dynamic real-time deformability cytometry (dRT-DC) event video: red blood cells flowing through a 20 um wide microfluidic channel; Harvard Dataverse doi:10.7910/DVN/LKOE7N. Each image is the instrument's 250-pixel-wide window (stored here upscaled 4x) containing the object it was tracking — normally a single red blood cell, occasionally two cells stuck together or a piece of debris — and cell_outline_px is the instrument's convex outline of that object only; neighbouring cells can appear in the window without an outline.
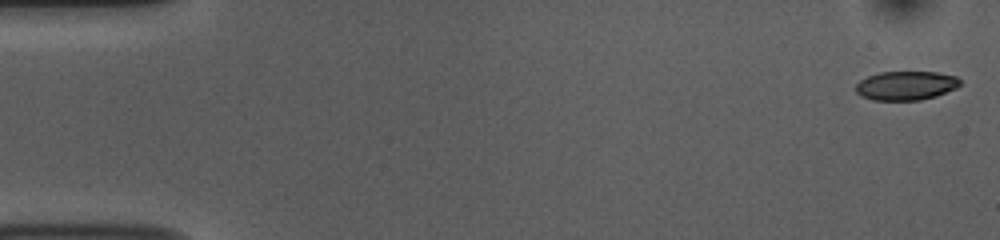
{"species": "common noctule bat (a hibernating species)", "species_latin": "Nyctalus noctula", "temperature_condition": "room temperature", "stored_images_in_passage": 12, "camera_frame_rate_fps": 3000, "um_per_image_px": 0.085, "animal": {"sex": "female", "body_mass_g": 10.0, "forearm_length_mm": 53.1}, "frame": {"image": 1, "passage_image": 1, "time_ms": 0.0, "image_size_px": [1000, 240], "cell_outline_px": [[960, 84], [956, 88], [936, 96], [920, 100], [872, 100], [860, 96], [856, 92], [856, 84], [860, 80], [868, 76], [880, 72], [936, 72], [956, 76], [960, 80]], "centroid_in_image_um": [76.99, 7.28], "position_along_channel_um": 8.0, "area_um2": 17.63}}